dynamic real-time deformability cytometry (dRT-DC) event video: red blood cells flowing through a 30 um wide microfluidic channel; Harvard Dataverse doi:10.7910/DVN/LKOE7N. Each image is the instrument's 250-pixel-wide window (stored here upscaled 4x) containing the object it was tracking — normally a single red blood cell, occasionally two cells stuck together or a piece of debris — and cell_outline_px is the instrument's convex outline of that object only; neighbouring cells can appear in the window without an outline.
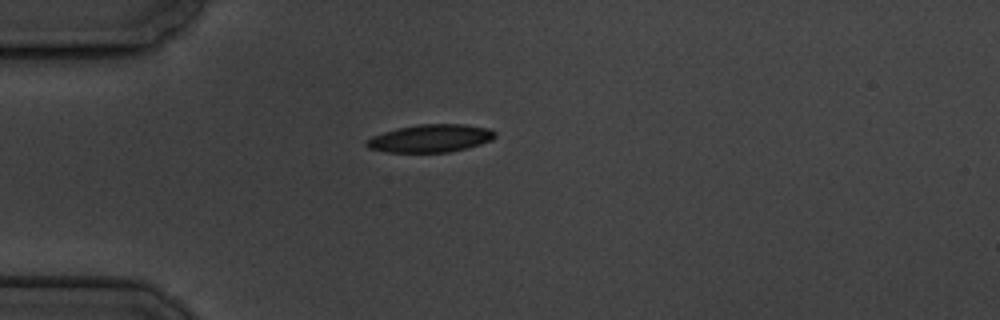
{"species": "common noctule bat (a hibernating species)", "species_latin": "Nyctalus noctula", "temperature_condition": "cold", "stored_images_in_passage": 7, "camera_frame_rate_fps": 3000, "um_per_image_px": 0.085, "animal": {"sex": "male", "body_mass_g": 19.5, "forearm_length_mm": 54.6}, "frame": {"image": 1, "passage_image": 1, "time_ms": 0.0, "image_size_px": [1000, 320], "cell_outline_px": [[496, 136], [492, 140], [480, 144], [448, 152], [384, 152], [368, 148], [364, 144], [364, 140], [372, 136], [396, 128], [420, 124], [464, 124], [488, 128], [496, 132]], "centroid_in_image_um": [36.55, 11.75], "position_along_channel_um": 48.5, "area_um2": 20.87}}
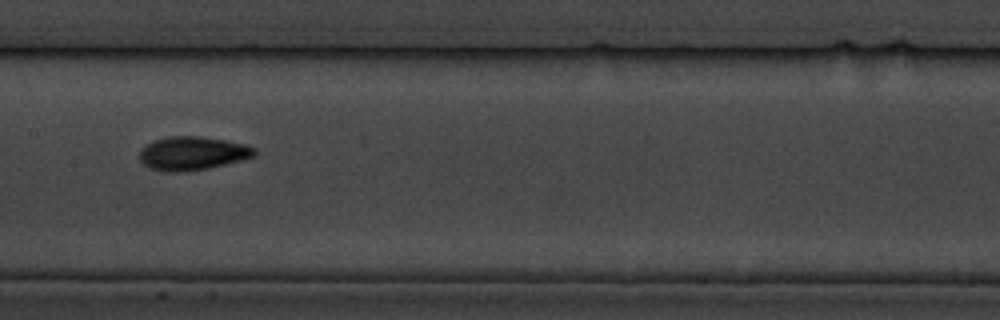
{"frame": {"image": 2, "passage_image": 5, "time_ms": 4.667, "image_size_px": [1000, 320], "cell_outline_px": [[256, 156], [208, 168], [184, 172], [164, 172], [148, 168], [140, 160], [140, 152], [148, 144], [156, 140], [172, 136], [200, 136], [248, 144], [256, 148]], "centroid_in_image_um": [16.39, 13.04], "position_along_channel_um": 191.0, "area_um2": 22.43}}
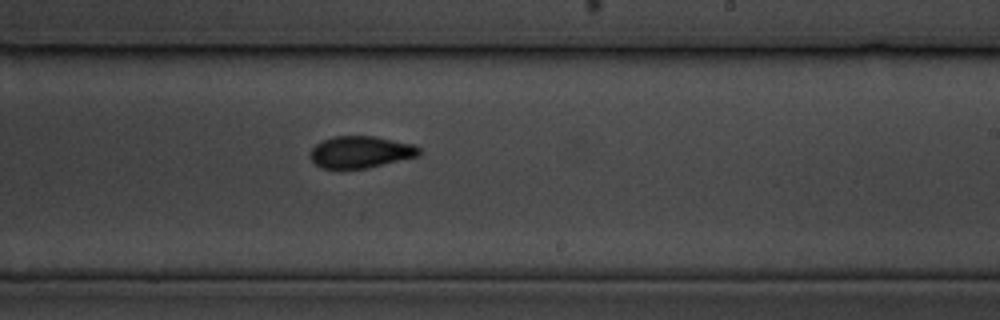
{"frame": {"image": 3, "passage_image": 7, "time_ms": 6.667, "image_size_px": [1000, 320], "cell_outline_px": [[420, 156], [368, 168], [320, 168], [308, 156], [308, 152], [316, 144], [332, 136], [376, 136], [412, 144], [420, 148]], "centroid_in_image_um": [30.64, 12.92], "position_along_channel_um": 258.4, "area_um2": 20.35}}